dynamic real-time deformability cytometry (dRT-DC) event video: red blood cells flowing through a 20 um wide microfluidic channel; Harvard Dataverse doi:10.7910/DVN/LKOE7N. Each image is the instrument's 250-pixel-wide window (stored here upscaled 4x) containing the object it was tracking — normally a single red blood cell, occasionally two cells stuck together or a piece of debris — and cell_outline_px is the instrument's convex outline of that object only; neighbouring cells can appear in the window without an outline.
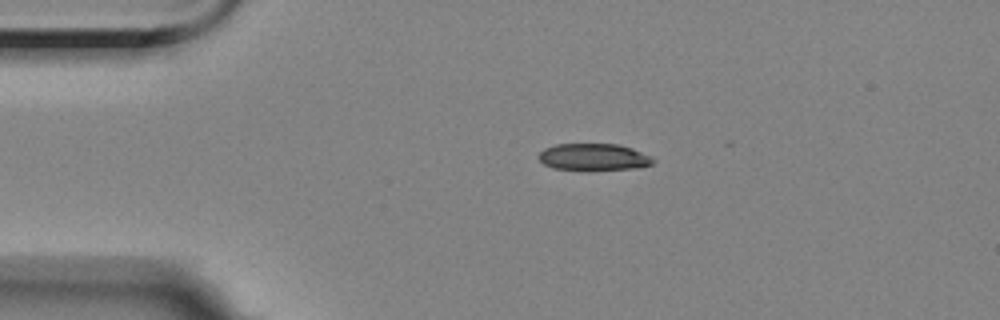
{"species": "Egyptian fruit bat (a non-hibernating species)", "species_latin": "Rousettus aegyptiacus", "temperature_condition": "room temperature", "stored_images_in_passage": 5, "camera_frame_rate_fps": 3000, "um_per_image_px": 0.085, "animal": {"sex": "female"}, "frame": {"image": 1, "passage_image": 4, "time_ms": 3.333, "image_size_px": [1000, 320], "cell_outline_px": [[656, 164], [636, 168], [588, 172], [552, 168], [544, 164], [536, 156], [544, 148], [556, 144], [620, 144], [632, 148], [652, 156], [656, 160]], "centroid_in_image_um": [50.49, 13.38], "position_along_channel_um": 34.5, "area_um2": 18.79}}